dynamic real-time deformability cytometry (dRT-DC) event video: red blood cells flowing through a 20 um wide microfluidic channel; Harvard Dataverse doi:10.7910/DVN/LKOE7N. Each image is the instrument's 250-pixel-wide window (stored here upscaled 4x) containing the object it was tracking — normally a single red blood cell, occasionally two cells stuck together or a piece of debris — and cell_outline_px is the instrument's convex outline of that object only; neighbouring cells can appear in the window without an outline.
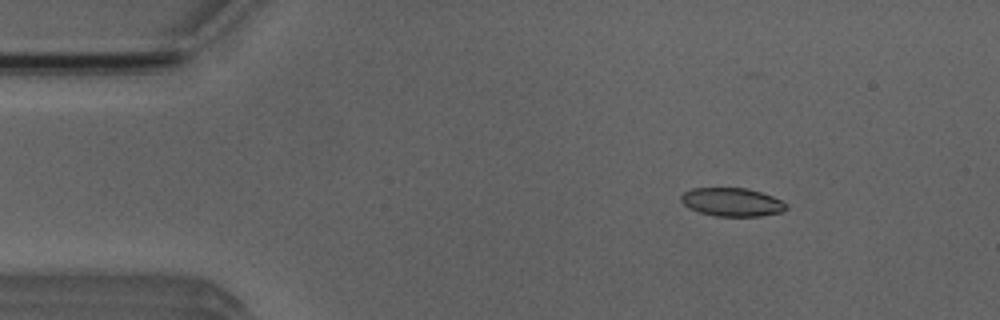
{"species": "Egyptian fruit bat (a non-hibernating species)", "species_latin": "Rousettus aegyptiacus", "temperature_condition": "room temperature", "stored_images_in_passage": 3, "camera_frame_rate_fps": 3000, "um_per_image_px": 0.085, "animal": {"sex": "male"}, "frame": {"image": 1, "passage_image": 1, "time_ms": 0.0, "image_size_px": [1000, 320], "cell_outline_px": [[788, 208], [780, 212], [760, 216], [716, 216], [700, 212], [688, 208], [680, 200], [680, 196], [684, 192], [692, 188], [748, 188], [772, 196], [788, 204]], "centroid_in_image_um": [62.21, 17.17], "position_along_channel_um": 22.8, "area_um2": 17.4}}